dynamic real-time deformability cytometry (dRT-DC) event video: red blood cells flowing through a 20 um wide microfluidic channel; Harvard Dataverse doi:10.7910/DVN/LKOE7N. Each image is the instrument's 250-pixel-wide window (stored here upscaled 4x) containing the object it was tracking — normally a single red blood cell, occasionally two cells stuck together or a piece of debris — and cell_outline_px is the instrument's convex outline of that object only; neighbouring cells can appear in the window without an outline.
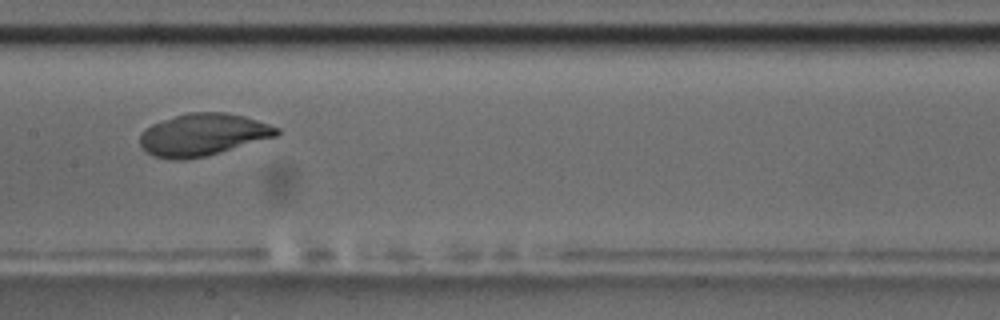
{"species": "common noctule bat (a hibernating species)", "species_latin": "Nyctalus noctula", "temperature_condition": "room temperature", "stored_images_in_passage": 13, "camera_frame_rate_fps": 3000, "um_per_image_px": 0.085, "animal": {"sex": "male", "body_mass_g": 17.5, "forearm_length_mm": 52.3}, "frame": {"image": 1, "passage_image": 6, "time_ms": 5.667, "image_size_px": [1000, 320], "cell_outline_px": [[280, 132], [276, 136], [220, 152], [188, 160], [172, 160], [152, 156], [140, 148], [140, 136], [144, 128], [152, 124], [188, 112], [224, 112], [244, 116], [280, 128]], "centroid_in_image_um": [17.2, 11.46], "position_along_channel_um": 190.2, "area_um2": 33.58}}